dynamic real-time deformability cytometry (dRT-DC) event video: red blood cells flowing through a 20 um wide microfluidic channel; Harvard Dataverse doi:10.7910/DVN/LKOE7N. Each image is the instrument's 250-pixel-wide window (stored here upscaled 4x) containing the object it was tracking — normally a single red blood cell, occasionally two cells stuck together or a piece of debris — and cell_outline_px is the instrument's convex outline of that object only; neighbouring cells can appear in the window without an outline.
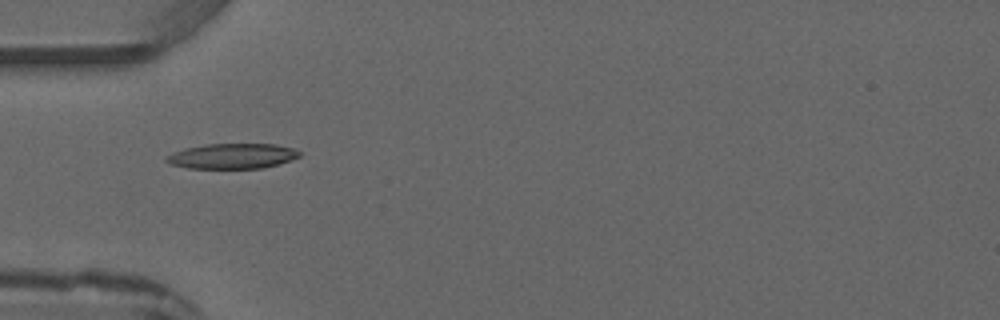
{"species": "common noctule bat (a hibernating species)", "species_latin": "Nyctalus noctula", "temperature_condition": "warm", "stored_images_in_passage": 2, "camera_frame_rate_fps": 3000, "um_per_image_px": 0.085, "animal": {"sex": "male", "forearm_length_mm": 52.5}, "frame": {"image": 1, "passage_image": 2, "time_ms": 1.0, "image_size_px": [1000, 320], "cell_outline_px": [[300, 156], [292, 160], [264, 168], [188, 168], [172, 164], [164, 160], [164, 156], [172, 152], [184, 148], [208, 144], [276, 144], [292, 148], [300, 152]], "centroid_in_image_um": [19.73, 13.26], "position_along_channel_um": 65.3, "area_um2": 19.59}}